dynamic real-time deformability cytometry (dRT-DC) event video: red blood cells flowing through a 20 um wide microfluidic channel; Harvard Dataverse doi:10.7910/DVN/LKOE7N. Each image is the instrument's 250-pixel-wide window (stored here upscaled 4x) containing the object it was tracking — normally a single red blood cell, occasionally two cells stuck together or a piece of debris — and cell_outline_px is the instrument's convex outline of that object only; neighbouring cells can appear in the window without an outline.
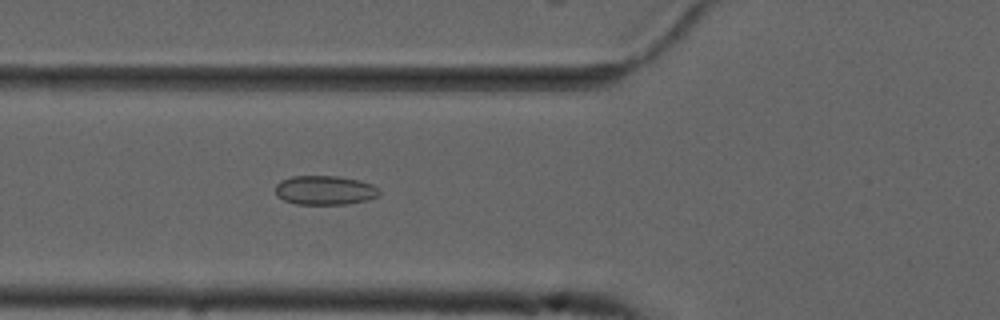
{"species": "common noctule bat (a hibernating species)", "species_latin": "Nyctalus noctula", "temperature_condition": "cold", "stored_images_in_passage": 53, "camera_frame_rate_fps": 3000, "um_per_image_px": 0.085, "animal": {"sex": "male", "forearm_length_mm": 52.5}, "frame": {"image": 1, "passage_image": 19, "time_ms": 6.0, "image_size_px": [1000, 320], "cell_outline_px": [[380, 192], [376, 196], [368, 200], [344, 204], [296, 204], [284, 200], [276, 196], [276, 184], [280, 180], [292, 176], [336, 176], [360, 180], [372, 184], [380, 188]], "centroid_in_image_um": [27.61, 16.16], "position_along_channel_um": 98.2, "area_um2": 17.74}}
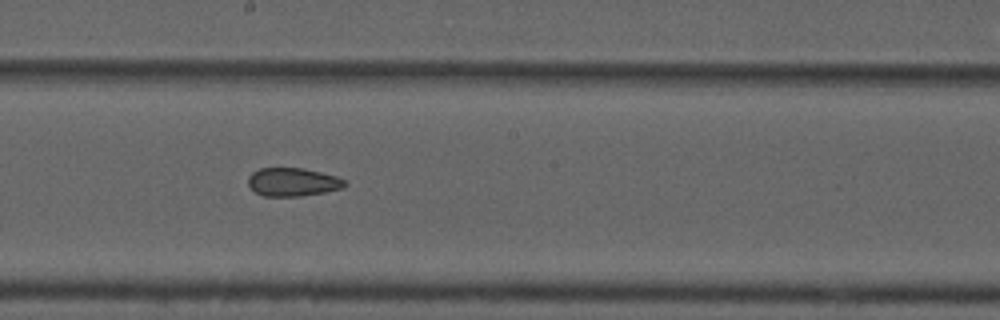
{"frame": {"image": 2, "passage_image": 29, "time_ms": 9.333, "image_size_px": [1000, 320], "cell_outline_px": [[348, 184], [344, 188], [324, 192], [300, 196], [264, 196], [256, 192], [248, 184], [248, 176], [252, 172], [260, 168], [304, 168], [336, 176], [344, 180]], "centroid_in_image_um": [24.89, 15.47], "position_along_channel_um": 223.3, "area_um2": 15.95}}
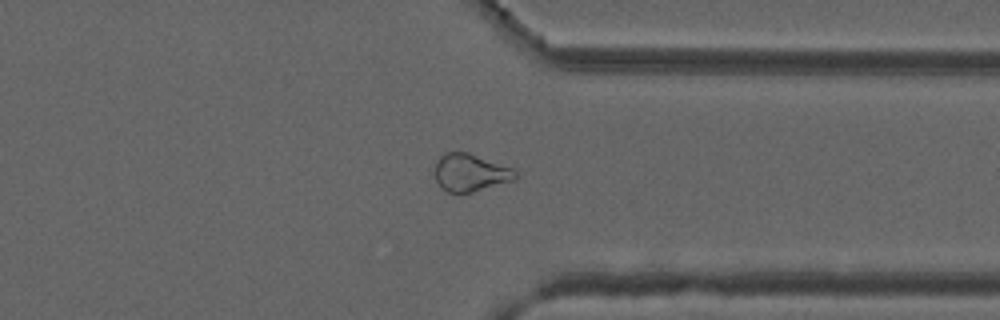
{"frame": {"image": 3, "passage_image": 41, "time_ms": 13.333, "image_size_px": [1000, 320], "cell_outline_px": [[520, 176], [516, 180], [472, 192], [448, 192], [440, 188], [436, 180], [436, 160], [444, 152], [468, 152], [516, 168]], "centroid_in_image_um": [40.05, 14.66], "position_along_channel_um": 371.3, "area_um2": 18.03}, "authors_computed_cell_mechanics": {"area_um2": 19.074, "velocity_mm_per_s": 3.744, "shape_relaxation_time_tau1_ms": null, "shape_relaxation_time_tau2_ms": 3.5493, "deformation_change_tau1": null, "deformation_change_tau2": 0.0836}}